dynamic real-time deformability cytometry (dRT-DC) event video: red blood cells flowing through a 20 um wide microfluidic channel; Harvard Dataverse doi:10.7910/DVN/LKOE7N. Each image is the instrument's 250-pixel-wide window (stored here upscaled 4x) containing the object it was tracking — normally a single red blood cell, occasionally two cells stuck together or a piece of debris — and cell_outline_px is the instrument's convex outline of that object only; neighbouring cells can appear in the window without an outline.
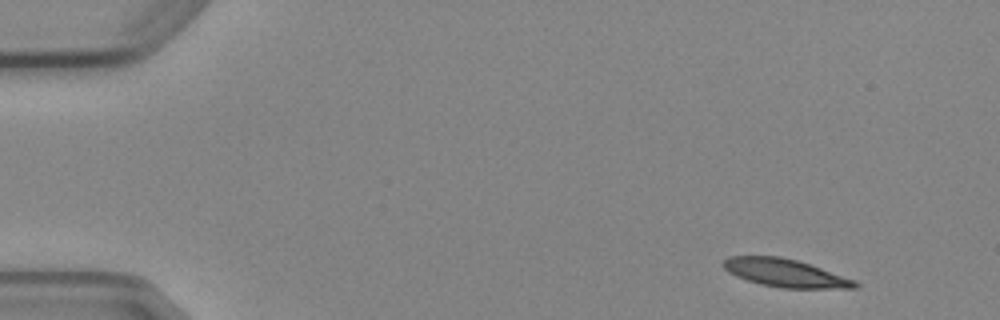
{"species": "Egyptian fruit bat (a non-hibernating species)", "species_latin": "Rousettus aegyptiacus", "temperature_condition": "cold", "stored_images_in_passage": 4, "camera_frame_rate_fps": 3000, "um_per_image_px": 0.085, "animal": {"sex": "female"}, "frame": {"image": 1, "passage_image": 1, "time_ms": 0.0, "image_size_px": [1000, 320], "cell_outline_px": [[860, 284], [856, 288], [784, 288], [760, 284], [736, 276], [728, 272], [720, 264], [728, 256], [780, 256], [796, 260], [856, 280]], "centroid_in_image_um": [66.71, 23.2], "position_along_channel_um": 18.3, "area_um2": 21.33}}
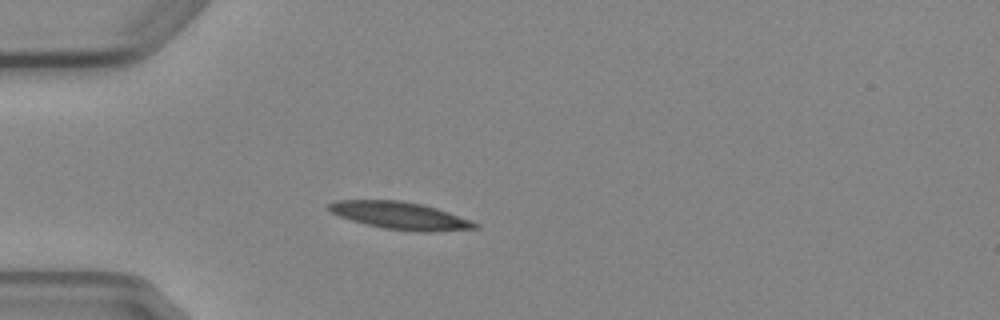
{"frame": {"image": 2, "passage_image": 4, "time_ms": 3.333, "image_size_px": [1000, 320], "cell_outline_px": [[480, 228], [428, 232], [416, 232], [384, 228], [352, 220], [340, 216], [332, 212], [328, 208], [328, 204], [336, 200], [400, 200], [424, 204], [472, 220], [480, 224]], "centroid_in_image_um": [34.08, 18.32], "position_along_channel_um": 50.9, "area_um2": 23.29}}